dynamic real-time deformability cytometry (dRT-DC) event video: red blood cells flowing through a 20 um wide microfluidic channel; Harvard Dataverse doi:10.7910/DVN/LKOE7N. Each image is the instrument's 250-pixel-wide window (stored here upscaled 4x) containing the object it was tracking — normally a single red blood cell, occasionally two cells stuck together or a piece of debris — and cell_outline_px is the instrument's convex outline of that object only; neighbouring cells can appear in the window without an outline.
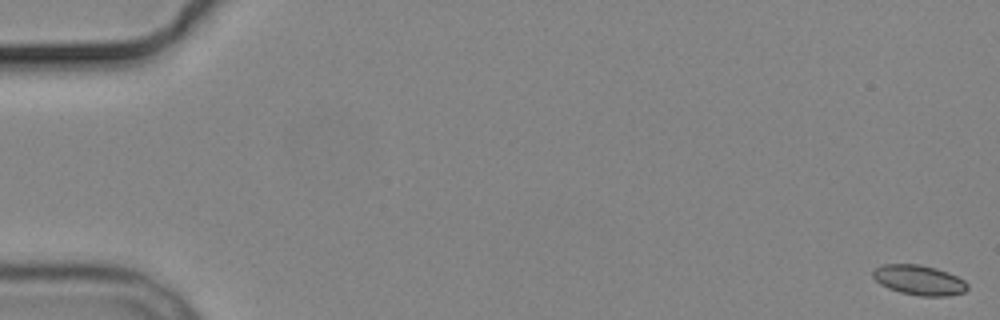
{"species": "common noctule bat (a hibernating species)", "species_latin": "Nyctalus noctula", "temperature_condition": "cold", "stored_images_in_passage": 7, "segment_of_instrument_passage": [1, 2], "camera_frame_rate_fps": 3000, "um_per_image_px": 0.085, "animal": {"sex": "male", "body_mass_g": 19.2, "forearm_length_mm": 51.8}, "frame": {"image": 1, "passage_image": 1, "time_ms": 0.0, "image_size_px": [1000, 320], "cell_outline_px": [[968, 288], [964, 292], [948, 296], [920, 296], [900, 292], [888, 288], [880, 284], [872, 276], [872, 272], [876, 268], [884, 264], [920, 264], [936, 268], [948, 272], [964, 280], [968, 284]], "centroid_in_image_um": [78.13, 23.81], "position_along_channel_um": 6.9, "area_um2": 16.53}}
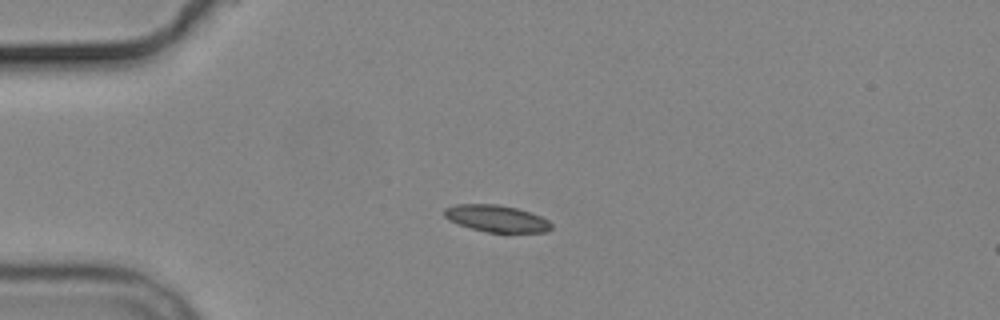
{"frame": {"image": 2, "passage_image": 5, "time_ms": 4.667, "image_size_px": [1000, 320], "cell_outline_px": [[552, 228], [548, 232], [488, 232], [472, 228], [448, 220], [444, 216], [444, 208], [456, 204], [500, 204], [516, 208], [540, 216], [548, 220], [552, 224]], "centroid_in_image_um": [42.2, 18.57], "position_along_channel_um": 42.8, "area_um2": 16.65}}